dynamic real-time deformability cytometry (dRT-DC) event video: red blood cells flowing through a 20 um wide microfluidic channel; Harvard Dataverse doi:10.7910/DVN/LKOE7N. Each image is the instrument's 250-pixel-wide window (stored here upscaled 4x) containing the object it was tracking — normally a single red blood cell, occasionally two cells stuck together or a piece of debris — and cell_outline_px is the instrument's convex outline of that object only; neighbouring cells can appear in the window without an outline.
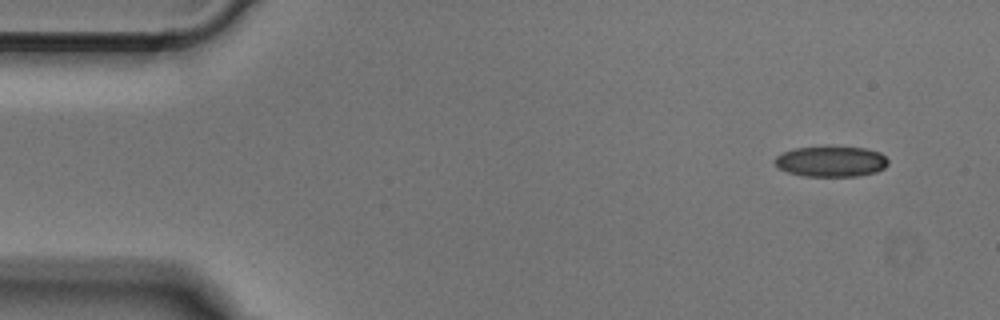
{"species": "Egyptian fruit bat (a non-hibernating species)", "species_latin": "Rousettus aegyptiacus", "temperature_condition": "cold", "stored_images_in_passage": 49, "camera_frame_rate_fps": 3000, "um_per_image_px": 0.085, "animal": {"sex": "male"}, "frame": {"image": 1, "passage_image": 3, "time_ms": 0.667, "image_size_px": [1000, 320], "cell_outline_px": [[888, 164], [884, 168], [876, 172], [856, 176], [804, 176], [788, 172], [780, 168], [772, 160], [776, 156], [784, 152], [796, 148], [824, 144], [828, 144], [864, 148], [880, 152], [888, 160]], "centroid_in_image_um": [70.64, 13.68], "position_along_channel_um": 14.4, "area_um2": 20.81}}
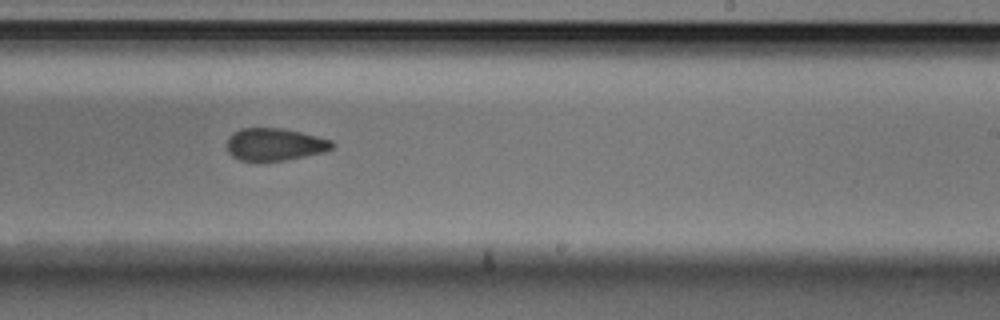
{"frame": {"image": 2, "passage_image": 29, "time_ms": 9.333, "image_size_px": [1000, 320], "cell_outline_px": [[336, 144], [332, 148], [324, 152], [284, 160], [240, 160], [232, 156], [228, 152], [228, 140], [240, 128], [280, 128], [300, 132], [332, 140]], "centroid_in_image_um": [23.39, 12.27], "position_along_channel_um": 265.6, "area_um2": 19.48}}
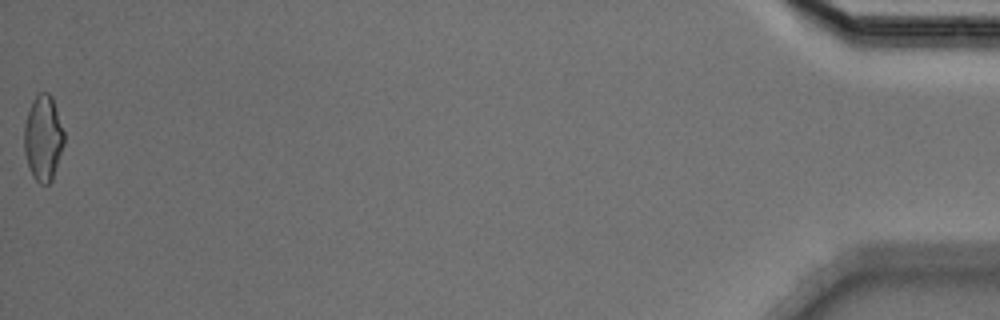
{"frame": {"image": 3, "passage_image": 49, "time_ms": 16.0, "image_size_px": [1000, 320], "cell_outline_px": [[64, 144], [52, 180], [48, 184], [40, 184], [32, 176], [24, 152], [24, 124], [32, 100], [40, 92], [48, 92], [52, 96], [64, 132]], "centroid_in_image_um": [3.67, 11.73], "position_along_channel_um": 431.5, "area_um2": 19.88}}